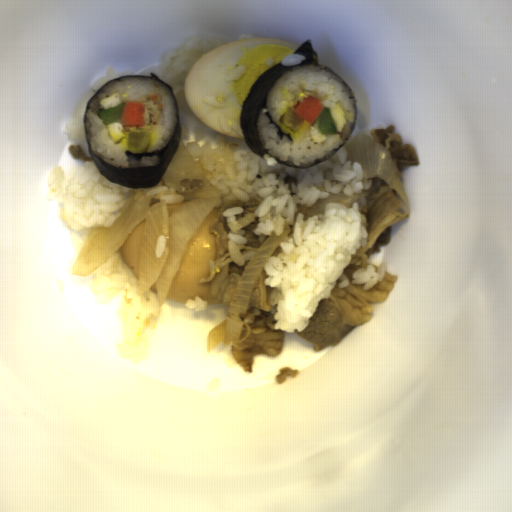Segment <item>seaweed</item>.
Here are the masks:
<instances>
[{
	"label": "seaweed",
	"instance_id": "1",
	"mask_svg": "<svg viewBox=\"0 0 512 512\" xmlns=\"http://www.w3.org/2000/svg\"><path fill=\"white\" fill-rule=\"evenodd\" d=\"M293 54H303L305 58L302 61H300L298 64H292V65H283L282 61H279L278 63L273 65L271 68H269L267 71L262 73L257 78V80L253 83V85H252L247 97L245 98L243 105H242L241 114H240V126H241L242 132L244 134V141H245L247 147L253 153L258 155L262 159L264 157V154H267V155H270V157H272L273 159H275L278 164H281V165H284V166H287L290 168H301V169L302 168H312L316 165H319V164L325 162L326 160L333 157L334 155H336L339 152V150L345 145V143L349 140V138L353 135V133L356 129L357 119H358V101L356 99V96H355L352 88L350 87V85L347 83V81L344 78H342L339 74H337L330 67L325 66L321 63H318V54L313 49L311 39H307L306 41H304L295 50V52ZM303 64L319 65V66L325 67L326 69H328L329 71L334 73L351 90L350 98L355 97V103H356L355 124L352 127V132H351L348 140L343 145H339L338 149H333V150L337 151L334 155H332L331 157H329L328 159H325L323 161L316 160L315 164H313L309 167H300V166L292 163L291 161H286V162L280 161L279 157H275V156H272L271 154H269L268 153L269 149H265L262 141L259 138L258 128H257V117L259 115L261 108L263 107L265 110H267L266 96H267V93H268L269 89L271 88V86L275 83V81L280 77V75L283 72H285L286 70H290L294 66H299V65H303ZM266 115L268 116L269 120L271 121L270 123H274L277 126V128L279 130L278 135H280V140H283V135H287L289 140L292 141L290 133L286 134L281 131L280 127L272 120L268 110L266 111Z\"/></svg>",
	"mask_w": 512,
	"mask_h": 512
},
{
	"label": "seaweed",
	"instance_id": "2",
	"mask_svg": "<svg viewBox=\"0 0 512 512\" xmlns=\"http://www.w3.org/2000/svg\"><path fill=\"white\" fill-rule=\"evenodd\" d=\"M122 77H148V78H151L154 80H158L162 83L167 84L174 95L175 102H176V109H177V125H176L175 132H174L169 144L162 151L155 150L154 152H147V154H141V155H135V154H131L129 151H125L126 156L133 155V156H135L136 160H141L142 156H153L155 154V155L159 156L162 160L161 163L156 166L116 168L113 165L105 163L98 156H96L89 146L88 139H87V126H86V114H87V110L90 109L89 103H90L91 99L108 83H110L113 80H120ZM83 125H84V133H85V139H86L88 151H89V154H90L97 170L102 174V176L105 179H107L111 183L125 186L128 188H138V189L139 188H153L156 185H158L159 182L161 181L162 177L166 173L171 161L173 160V158L179 148V145L181 143V137H182V123H181L180 109H179L178 102H177L175 93L173 91V88L166 81H164L163 79L158 77L155 74V72H151V71H150V75L130 74V75L119 76L116 78L109 79L87 101L86 107L84 110Z\"/></svg>",
	"mask_w": 512,
	"mask_h": 512
}]
</instances>
